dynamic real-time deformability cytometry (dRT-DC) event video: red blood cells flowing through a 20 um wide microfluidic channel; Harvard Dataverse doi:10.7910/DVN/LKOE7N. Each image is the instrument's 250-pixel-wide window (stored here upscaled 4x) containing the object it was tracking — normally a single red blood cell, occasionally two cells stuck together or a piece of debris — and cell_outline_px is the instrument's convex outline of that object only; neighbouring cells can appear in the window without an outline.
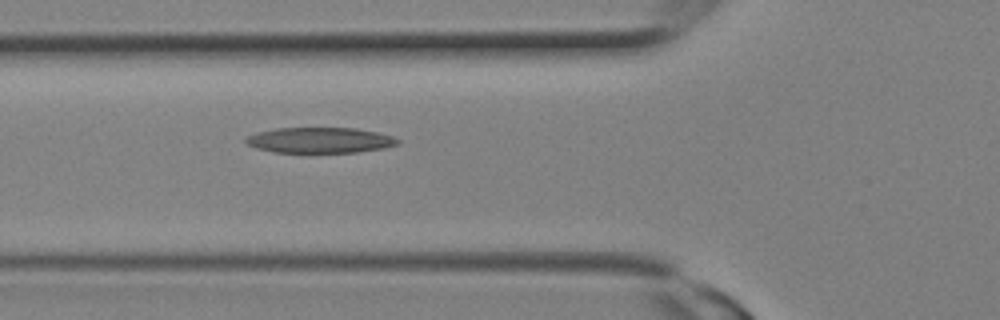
{"species": "Egyptian fruit bat (a non-hibernating species)", "species_latin": "Rousettus aegyptiacus", "temperature_condition": "room temperature", "stored_images_in_passage": 9, "camera_frame_rate_fps": 3000, "um_per_image_px": 0.085, "animal": {"sex": "female"}, "frame": {"image": 1, "passage_image": 9, "time_ms": 2.667, "image_size_px": [1000, 320], "cell_outline_px": [[400, 144], [384, 148], [356, 152], [272, 152], [256, 148], [248, 144], [244, 140], [248, 136], [256, 132], [276, 128], [356, 128], [376, 132], [392, 136], [400, 140]], "centroid_in_image_um": [27.19, 11.91], "position_along_channel_um": 98.6, "area_um2": 22.6}}